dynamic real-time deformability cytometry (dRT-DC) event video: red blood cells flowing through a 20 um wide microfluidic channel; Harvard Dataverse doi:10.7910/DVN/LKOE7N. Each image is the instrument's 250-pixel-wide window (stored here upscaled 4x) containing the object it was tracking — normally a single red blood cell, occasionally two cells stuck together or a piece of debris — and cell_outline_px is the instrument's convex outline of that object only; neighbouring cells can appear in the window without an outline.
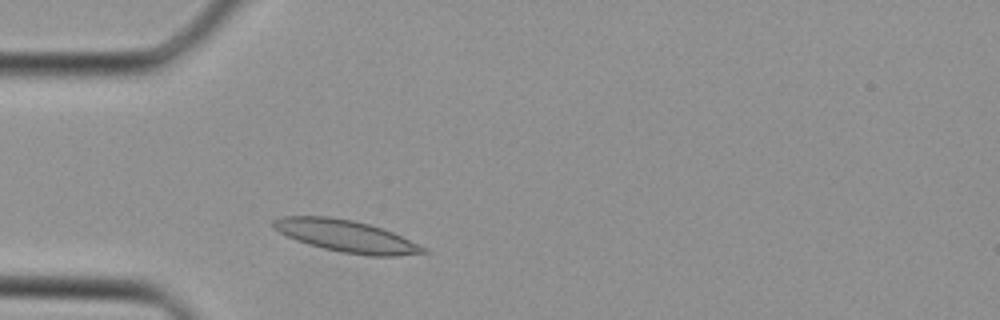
{"species": "Egyptian fruit bat (a non-hibernating species)", "species_latin": "Rousettus aegyptiacus", "temperature_condition": "cold", "stored_images_in_passage": 31, "camera_frame_rate_fps": 3000, "um_per_image_px": 0.085, "animal": {"sex": "female"}, "frame": {"image": 1, "passage_image": 3, "time_ms": 0.667, "image_size_px": [1000, 320], "cell_outline_px": [[428, 252], [396, 256], [368, 256], [340, 252], [308, 244], [296, 240], [272, 228], [272, 220], [280, 216], [328, 216], [352, 220], [368, 224], [392, 232], [428, 248]], "centroid_in_image_um": [29.41, 20.07], "position_along_channel_um": 55.6, "area_um2": 27.86}}
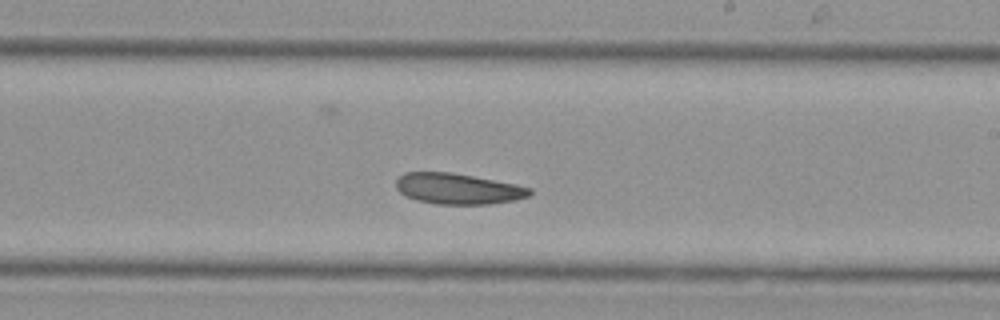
{"frame": {"image": 2, "passage_image": 15, "time_ms": 4.667, "image_size_px": [1000, 320], "cell_outline_px": [[532, 192], [528, 196], [516, 200], [488, 204], [436, 204], [416, 200], [404, 196], [396, 188], [396, 180], [404, 172], [452, 172], [516, 184], [532, 188]], "centroid_in_image_um": [38.91, 16.04], "position_along_channel_um": 250.1, "area_um2": 24.1}}
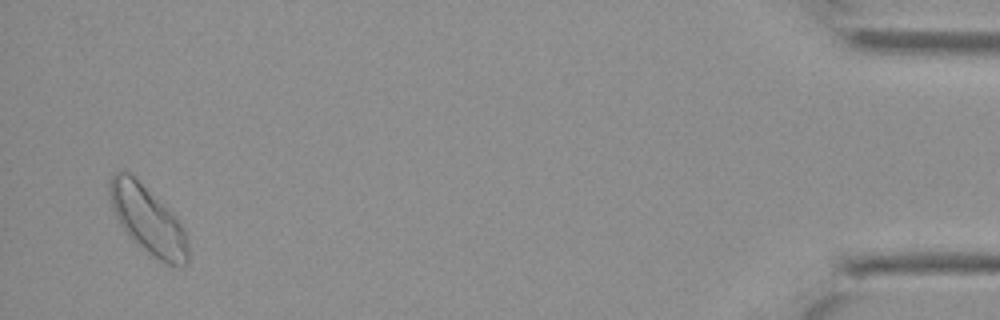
{"frame": {"image": 3, "passage_image": 30, "time_ms": 9.667, "image_size_px": [1000, 320], "cell_outline_px": [[188, 264], [184, 268], [180, 268], [168, 264], [160, 260], [136, 244], [128, 236], [120, 224], [112, 208], [108, 192], [108, 180], [112, 172], [124, 168], [188, 232]], "centroid_in_image_um": [12.53, 18.73], "position_along_channel_um": 422.7, "area_um2": 30.46}}